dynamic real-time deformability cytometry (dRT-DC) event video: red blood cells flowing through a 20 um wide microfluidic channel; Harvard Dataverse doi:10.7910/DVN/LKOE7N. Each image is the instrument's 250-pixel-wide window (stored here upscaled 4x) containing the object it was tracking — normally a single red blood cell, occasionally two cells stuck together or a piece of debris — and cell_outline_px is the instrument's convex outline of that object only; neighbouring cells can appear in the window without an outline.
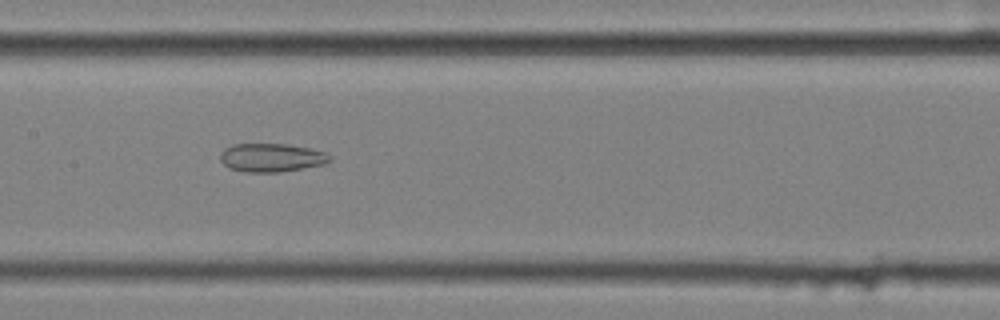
{"species": "common noctule bat (a hibernating species)", "species_latin": "Nyctalus noctula", "temperature_condition": "cold", "stored_images_in_passage": 58, "camera_frame_rate_fps": 3000, "um_per_image_px": 0.085, "animal": {"sex": "female", "body_mass_g": 25.1}, "frame": {"image": 1, "passage_image": 29, "time_ms": 9.333, "image_size_px": [1000, 320], "cell_outline_px": [[332, 160], [328, 164], [280, 172], [244, 172], [228, 168], [220, 160], [220, 152], [224, 148], [232, 144], [284, 144], [308, 148], [324, 152], [332, 156]], "centroid_in_image_um": [23.08, 13.41], "position_along_channel_um": 184.3, "area_um2": 18.38}}
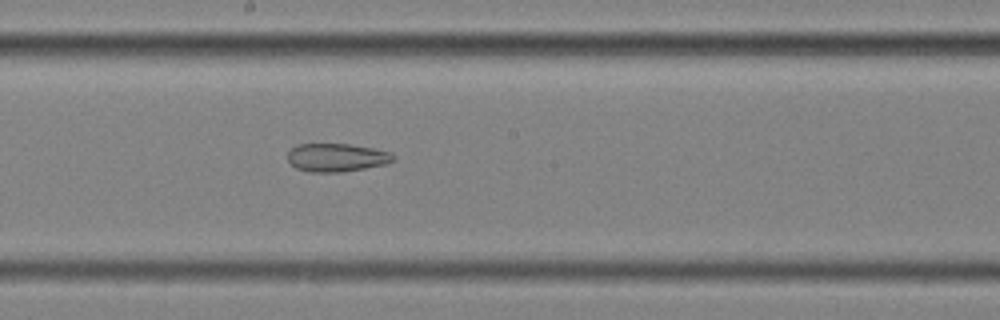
{"frame": {"image": 2, "passage_image": 32, "time_ms": 10.333, "image_size_px": [1000, 320], "cell_outline_px": [[396, 160], [384, 164], [364, 168], [340, 172], [308, 172], [296, 168], [288, 160], [288, 152], [296, 144], [348, 144], [372, 148], [392, 152], [396, 156]], "centroid_in_image_um": [28.62, 13.39], "position_along_channel_um": 219.6, "area_um2": 17.4}}
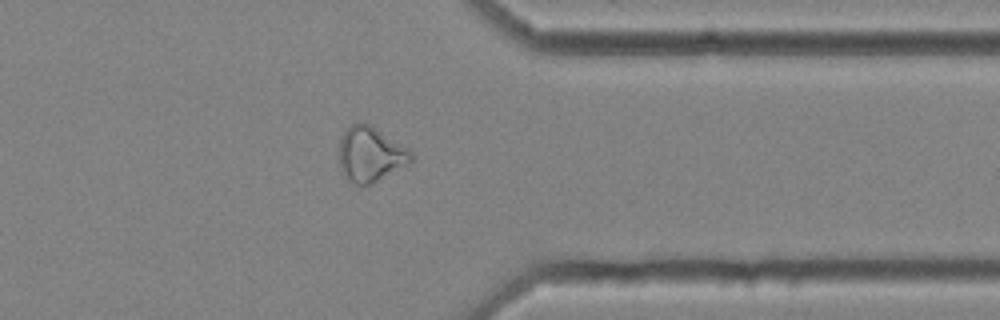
{"frame": {"image": 3, "passage_image": 46, "time_ms": 15.0, "image_size_px": [1000, 320], "cell_outline_px": [[412, 160], [408, 164], [368, 184], [356, 184], [340, 172], [340, 136], [352, 124], [372, 124], [408, 148], [412, 152]], "centroid_in_image_um": [31.49, 13.08], "position_along_channel_um": 379.9, "area_um2": 22.6}, "authors_computed_cell_mechanics": {"area_um2": 24.5361, "velocity_mm_per_s": 3.5399, "shape_relaxation_time_tau1_ms": null, "shape_relaxation_time_tau2_ms": 3.0354, "deformation_change_tau1": null, "deformation_change_tau2": 0.1087}}